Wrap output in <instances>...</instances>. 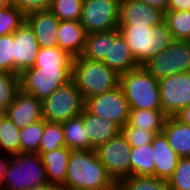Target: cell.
<instances>
[{
    "mask_svg": "<svg viewBox=\"0 0 190 190\" xmlns=\"http://www.w3.org/2000/svg\"><path fill=\"white\" fill-rule=\"evenodd\" d=\"M59 188L117 190L95 150H72L65 183Z\"/></svg>",
    "mask_w": 190,
    "mask_h": 190,
    "instance_id": "obj_1",
    "label": "cell"
},
{
    "mask_svg": "<svg viewBox=\"0 0 190 190\" xmlns=\"http://www.w3.org/2000/svg\"><path fill=\"white\" fill-rule=\"evenodd\" d=\"M118 29L139 66H143L175 41L165 21L152 27L118 25Z\"/></svg>",
    "mask_w": 190,
    "mask_h": 190,
    "instance_id": "obj_2",
    "label": "cell"
},
{
    "mask_svg": "<svg viewBox=\"0 0 190 190\" xmlns=\"http://www.w3.org/2000/svg\"><path fill=\"white\" fill-rule=\"evenodd\" d=\"M72 80L86 100L117 88L120 75L102 61L77 56L73 58Z\"/></svg>",
    "mask_w": 190,
    "mask_h": 190,
    "instance_id": "obj_3",
    "label": "cell"
},
{
    "mask_svg": "<svg viewBox=\"0 0 190 190\" xmlns=\"http://www.w3.org/2000/svg\"><path fill=\"white\" fill-rule=\"evenodd\" d=\"M122 88L130 109H162L159 81L143 66L120 75Z\"/></svg>",
    "mask_w": 190,
    "mask_h": 190,
    "instance_id": "obj_4",
    "label": "cell"
},
{
    "mask_svg": "<svg viewBox=\"0 0 190 190\" xmlns=\"http://www.w3.org/2000/svg\"><path fill=\"white\" fill-rule=\"evenodd\" d=\"M47 183L45 167L38 153L11 156L0 190H27Z\"/></svg>",
    "mask_w": 190,
    "mask_h": 190,
    "instance_id": "obj_5",
    "label": "cell"
},
{
    "mask_svg": "<svg viewBox=\"0 0 190 190\" xmlns=\"http://www.w3.org/2000/svg\"><path fill=\"white\" fill-rule=\"evenodd\" d=\"M70 80L72 66H33L20 74L21 90L40 101Z\"/></svg>",
    "mask_w": 190,
    "mask_h": 190,
    "instance_id": "obj_6",
    "label": "cell"
},
{
    "mask_svg": "<svg viewBox=\"0 0 190 190\" xmlns=\"http://www.w3.org/2000/svg\"><path fill=\"white\" fill-rule=\"evenodd\" d=\"M84 108L85 100L75 82L70 80L42 101V116L46 121L64 123L79 116Z\"/></svg>",
    "mask_w": 190,
    "mask_h": 190,
    "instance_id": "obj_7",
    "label": "cell"
},
{
    "mask_svg": "<svg viewBox=\"0 0 190 190\" xmlns=\"http://www.w3.org/2000/svg\"><path fill=\"white\" fill-rule=\"evenodd\" d=\"M143 67L158 81L174 74L190 72V41L175 40Z\"/></svg>",
    "mask_w": 190,
    "mask_h": 190,
    "instance_id": "obj_8",
    "label": "cell"
},
{
    "mask_svg": "<svg viewBox=\"0 0 190 190\" xmlns=\"http://www.w3.org/2000/svg\"><path fill=\"white\" fill-rule=\"evenodd\" d=\"M95 151L108 175L116 184L131 176V146L122 132L99 145Z\"/></svg>",
    "mask_w": 190,
    "mask_h": 190,
    "instance_id": "obj_9",
    "label": "cell"
},
{
    "mask_svg": "<svg viewBox=\"0 0 190 190\" xmlns=\"http://www.w3.org/2000/svg\"><path fill=\"white\" fill-rule=\"evenodd\" d=\"M121 0H83L80 23L87 34L118 28Z\"/></svg>",
    "mask_w": 190,
    "mask_h": 190,
    "instance_id": "obj_10",
    "label": "cell"
},
{
    "mask_svg": "<svg viewBox=\"0 0 190 190\" xmlns=\"http://www.w3.org/2000/svg\"><path fill=\"white\" fill-rule=\"evenodd\" d=\"M85 108L96 116L114 122L120 128L127 124L130 113L128 101L120 86L100 95L89 97L85 100Z\"/></svg>",
    "mask_w": 190,
    "mask_h": 190,
    "instance_id": "obj_11",
    "label": "cell"
},
{
    "mask_svg": "<svg viewBox=\"0 0 190 190\" xmlns=\"http://www.w3.org/2000/svg\"><path fill=\"white\" fill-rule=\"evenodd\" d=\"M159 93L163 113L167 117L175 116L190 105V72L159 80Z\"/></svg>",
    "mask_w": 190,
    "mask_h": 190,
    "instance_id": "obj_12",
    "label": "cell"
},
{
    "mask_svg": "<svg viewBox=\"0 0 190 190\" xmlns=\"http://www.w3.org/2000/svg\"><path fill=\"white\" fill-rule=\"evenodd\" d=\"M39 44L30 25L25 21L13 33V74L20 75L35 65Z\"/></svg>",
    "mask_w": 190,
    "mask_h": 190,
    "instance_id": "obj_13",
    "label": "cell"
},
{
    "mask_svg": "<svg viewBox=\"0 0 190 190\" xmlns=\"http://www.w3.org/2000/svg\"><path fill=\"white\" fill-rule=\"evenodd\" d=\"M165 12L147 5L141 0H121L118 25L152 27L161 24Z\"/></svg>",
    "mask_w": 190,
    "mask_h": 190,
    "instance_id": "obj_14",
    "label": "cell"
},
{
    "mask_svg": "<svg viewBox=\"0 0 190 190\" xmlns=\"http://www.w3.org/2000/svg\"><path fill=\"white\" fill-rule=\"evenodd\" d=\"M19 129L43 119L42 101L20 90L4 112Z\"/></svg>",
    "mask_w": 190,
    "mask_h": 190,
    "instance_id": "obj_15",
    "label": "cell"
},
{
    "mask_svg": "<svg viewBox=\"0 0 190 190\" xmlns=\"http://www.w3.org/2000/svg\"><path fill=\"white\" fill-rule=\"evenodd\" d=\"M25 21L35 33L40 48L59 47L60 20L50 10L31 12L26 15Z\"/></svg>",
    "mask_w": 190,
    "mask_h": 190,
    "instance_id": "obj_16",
    "label": "cell"
},
{
    "mask_svg": "<svg viewBox=\"0 0 190 190\" xmlns=\"http://www.w3.org/2000/svg\"><path fill=\"white\" fill-rule=\"evenodd\" d=\"M102 62L119 75L139 66L118 28L109 30L108 54Z\"/></svg>",
    "mask_w": 190,
    "mask_h": 190,
    "instance_id": "obj_17",
    "label": "cell"
},
{
    "mask_svg": "<svg viewBox=\"0 0 190 190\" xmlns=\"http://www.w3.org/2000/svg\"><path fill=\"white\" fill-rule=\"evenodd\" d=\"M151 144L155 157L154 177L168 180L176 170L181 157L169 145L163 132L157 133Z\"/></svg>",
    "mask_w": 190,
    "mask_h": 190,
    "instance_id": "obj_18",
    "label": "cell"
},
{
    "mask_svg": "<svg viewBox=\"0 0 190 190\" xmlns=\"http://www.w3.org/2000/svg\"><path fill=\"white\" fill-rule=\"evenodd\" d=\"M83 117L84 127L91 141V149L95 150L99 145L109 141L121 132V128L114 122L96 116L86 108L80 114Z\"/></svg>",
    "mask_w": 190,
    "mask_h": 190,
    "instance_id": "obj_19",
    "label": "cell"
},
{
    "mask_svg": "<svg viewBox=\"0 0 190 190\" xmlns=\"http://www.w3.org/2000/svg\"><path fill=\"white\" fill-rule=\"evenodd\" d=\"M71 151L67 147H61L50 152H38L45 167L47 182L58 187L65 183Z\"/></svg>",
    "mask_w": 190,
    "mask_h": 190,
    "instance_id": "obj_20",
    "label": "cell"
},
{
    "mask_svg": "<svg viewBox=\"0 0 190 190\" xmlns=\"http://www.w3.org/2000/svg\"><path fill=\"white\" fill-rule=\"evenodd\" d=\"M86 35L80 21H60L57 36L59 47L72 57L81 56L85 48Z\"/></svg>",
    "mask_w": 190,
    "mask_h": 190,
    "instance_id": "obj_21",
    "label": "cell"
},
{
    "mask_svg": "<svg viewBox=\"0 0 190 190\" xmlns=\"http://www.w3.org/2000/svg\"><path fill=\"white\" fill-rule=\"evenodd\" d=\"M162 132L169 145L180 157H190V125L175 116L166 117Z\"/></svg>",
    "mask_w": 190,
    "mask_h": 190,
    "instance_id": "obj_22",
    "label": "cell"
},
{
    "mask_svg": "<svg viewBox=\"0 0 190 190\" xmlns=\"http://www.w3.org/2000/svg\"><path fill=\"white\" fill-rule=\"evenodd\" d=\"M166 117L162 109H130L128 122L124 127L162 132Z\"/></svg>",
    "mask_w": 190,
    "mask_h": 190,
    "instance_id": "obj_23",
    "label": "cell"
},
{
    "mask_svg": "<svg viewBox=\"0 0 190 190\" xmlns=\"http://www.w3.org/2000/svg\"><path fill=\"white\" fill-rule=\"evenodd\" d=\"M65 145L70 150H91V141L81 115L62 123Z\"/></svg>",
    "mask_w": 190,
    "mask_h": 190,
    "instance_id": "obj_24",
    "label": "cell"
},
{
    "mask_svg": "<svg viewBox=\"0 0 190 190\" xmlns=\"http://www.w3.org/2000/svg\"><path fill=\"white\" fill-rule=\"evenodd\" d=\"M131 176H154L155 157L152 144L131 147Z\"/></svg>",
    "mask_w": 190,
    "mask_h": 190,
    "instance_id": "obj_25",
    "label": "cell"
},
{
    "mask_svg": "<svg viewBox=\"0 0 190 190\" xmlns=\"http://www.w3.org/2000/svg\"><path fill=\"white\" fill-rule=\"evenodd\" d=\"M0 153H20V129L6 115L0 118Z\"/></svg>",
    "mask_w": 190,
    "mask_h": 190,
    "instance_id": "obj_26",
    "label": "cell"
},
{
    "mask_svg": "<svg viewBox=\"0 0 190 190\" xmlns=\"http://www.w3.org/2000/svg\"><path fill=\"white\" fill-rule=\"evenodd\" d=\"M109 49V30L86 35L82 57L93 61H103Z\"/></svg>",
    "mask_w": 190,
    "mask_h": 190,
    "instance_id": "obj_27",
    "label": "cell"
},
{
    "mask_svg": "<svg viewBox=\"0 0 190 190\" xmlns=\"http://www.w3.org/2000/svg\"><path fill=\"white\" fill-rule=\"evenodd\" d=\"M164 21L174 40L190 41V11L168 10Z\"/></svg>",
    "mask_w": 190,
    "mask_h": 190,
    "instance_id": "obj_28",
    "label": "cell"
},
{
    "mask_svg": "<svg viewBox=\"0 0 190 190\" xmlns=\"http://www.w3.org/2000/svg\"><path fill=\"white\" fill-rule=\"evenodd\" d=\"M168 180L154 176H129L117 184V190H170Z\"/></svg>",
    "mask_w": 190,
    "mask_h": 190,
    "instance_id": "obj_29",
    "label": "cell"
},
{
    "mask_svg": "<svg viewBox=\"0 0 190 190\" xmlns=\"http://www.w3.org/2000/svg\"><path fill=\"white\" fill-rule=\"evenodd\" d=\"M61 147H66L62 123L44 120V131L38 152H50Z\"/></svg>",
    "mask_w": 190,
    "mask_h": 190,
    "instance_id": "obj_30",
    "label": "cell"
},
{
    "mask_svg": "<svg viewBox=\"0 0 190 190\" xmlns=\"http://www.w3.org/2000/svg\"><path fill=\"white\" fill-rule=\"evenodd\" d=\"M21 90L20 75L0 72V110L5 112Z\"/></svg>",
    "mask_w": 190,
    "mask_h": 190,
    "instance_id": "obj_31",
    "label": "cell"
},
{
    "mask_svg": "<svg viewBox=\"0 0 190 190\" xmlns=\"http://www.w3.org/2000/svg\"><path fill=\"white\" fill-rule=\"evenodd\" d=\"M44 131V119L20 129V153H38Z\"/></svg>",
    "mask_w": 190,
    "mask_h": 190,
    "instance_id": "obj_32",
    "label": "cell"
},
{
    "mask_svg": "<svg viewBox=\"0 0 190 190\" xmlns=\"http://www.w3.org/2000/svg\"><path fill=\"white\" fill-rule=\"evenodd\" d=\"M83 0H51L50 11L60 21H79Z\"/></svg>",
    "mask_w": 190,
    "mask_h": 190,
    "instance_id": "obj_33",
    "label": "cell"
},
{
    "mask_svg": "<svg viewBox=\"0 0 190 190\" xmlns=\"http://www.w3.org/2000/svg\"><path fill=\"white\" fill-rule=\"evenodd\" d=\"M73 58L60 47L40 48L34 66H72Z\"/></svg>",
    "mask_w": 190,
    "mask_h": 190,
    "instance_id": "obj_34",
    "label": "cell"
},
{
    "mask_svg": "<svg viewBox=\"0 0 190 190\" xmlns=\"http://www.w3.org/2000/svg\"><path fill=\"white\" fill-rule=\"evenodd\" d=\"M25 17L13 4L0 7V36L13 34L25 22Z\"/></svg>",
    "mask_w": 190,
    "mask_h": 190,
    "instance_id": "obj_35",
    "label": "cell"
},
{
    "mask_svg": "<svg viewBox=\"0 0 190 190\" xmlns=\"http://www.w3.org/2000/svg\"><path fill=\"white\" fill-rule=\"evenodd\" d=\"M168 183L171 190H190V157L180 158Z\"/></svg>",
    "mask_w": 190,
    "mask_h": 190,
    "instance_id": "obj_36",
    "label": "cell"
},
{
    "mask_svg": "<svg viewBox=\"0 0 190 190\" xmlns=\"http://www.w3.org/2000/svg\"><path fill=\"white\" fill-rule=\"evenodd\" d=\"M122 134L131 147H139L152 143L154 136L160 132H152L134 127H122Z\"/></svg>",
    "mask_w": 190,
    "mask_h": 190,
    "instance_id": "obj_37",
    "label": "cell"
},
{
    "mask_svg": "<svg viewBox=\"0 0 190 190\" xmlns=\"http://www.w3.org/2000/svg\"><path fill=\"white\" fill-rule=\"evenodd\" d=\"M13 34L0 36V72L13 74Z\"/></svg>",
    "mask_w": 190,
    "mask_h": 190,
    "instance_id": "obj_38",
    "label": "cell"
},
{
    "mask_svg": "<svg viewBox=\"0 0 190 190\" xmlns=\"http://www.w3.org/2000/svg\"><path fill=\"white\" fill-rule=\"evenodd\" d=\"M50 1L51 0H12V3L26 16L31 12L49 10Z\"/></svg>",
    "mask_w": 190,
    "mask_h": 190,
    "instance_id": "obj_39",
    "label": "cell"
},
{
    "mask_svg": "<svg viewBox=\"0 0 190 190\" xmlns=\"http://www.w3.org/2000/svg\"><path fill=\"white\" fill-rule=\"evenodd\" d=\"M168 10L190 11V0H170Z\"/></svg>",
    "mask_w": 190,
    "mask_h": 190,
    "instance_id": "obj_40",
    "label": "cell"
},
{
    "mask_svg": "<svg viewBox=\"0 0 190 190\" xmlns=\"http://www.w3.org/2000/svg\"><path fill=\"white\" fill-rule=\"evenodd\" d=\"M145 2L147 5L154 7L155 9L161 10L163 12L168 11V5L170 0H141Z\"/></svg>",
    "mask_w": 190,
    "mask_h": 190,
    "instance_id": "obj_41",
    "label": "cell"
},
{
    "mask_svg": "<svg viewBox=\"0 0 190 190\" xmlns=\"http://www.w3.org/2000/svg\"><path fill=\"white\" fill-rule=\"evenodd\" d=\"M10 158H11V156L0 153V189L2 187L6 167H7V164L9 162Z\"/></svg>",
    "mask_w": 190,
    "mask_h": 190,
    "instance_id": "obj_42",
    "label": "cell"
},
{
    "mask_svg": "<svg viewBox=\"0 0 190 190\" xmlns=\"http://www.w3.org/2000/svg\"><path fill=\"white\" fill-rule=\"evenodd\" d=\"M175 117L182 123L190 125V105L184 107Z\"/></svg>",
    "mask_w": 190,
    "mask_h": 190,
    "instance_id": "obj_43",
    "label": "cell"
},
{
    "mask_svg": "<svg viewBox=\"0 0 190 190\" xmlns=\"http://www.w3.org/2000/svg\"><path fill=\"white\" fill-rule=\"evenodd\" d=\"M27 190H59V187L55 184L47 182L39 186L31 187Z\"/></svg>",
    "mask_w": 190,
    "mask_h": 190,
    "instance_id": "obj_44",
    "label": "cell"
},
{
    "mask_svg": "<svg viewBox=\"0 0 190 190\" xmlns=\"http://www.w3.org/2000/svg\"><path fill=\"white\" fill-rule=\"evenodd\" d=\"M12 4V0H0V7H8Z\"/></svg>",
    "mask_w": 190,
    "mask_h": 190,
    "instance_id": "obj_45",
    "label": "cell"
},
{
    "mask_svg": "<svg viewBox=\"0 0 190 190\" xmlns=\"http://www.w3.org/2000/svg\"><path fill=\"white\" fill-rule=\"evenodd\" d=\"M59 190H93V189H82V188H72V189H69V188H59Z\"/></svg>",
    "mask_w": 190,
    "mask_h": 190,
    "instance_id": "obj_46",
    "label": "cell"
},
{
    "mask_svg": "<svg viewBox=\"0 0 190 190\" xmlns=\"http://www.w3.org/2000/svg\"><path fill=\"white\" fill-rule=\"evenodd\" d=\"M4 115V112L0 110V118Z\"/></svg>",
    "mask_w": 190,
    "mask_h": 190,
    "instance_id": "obj_47",
    "label": "cell"
}]
</instances>
